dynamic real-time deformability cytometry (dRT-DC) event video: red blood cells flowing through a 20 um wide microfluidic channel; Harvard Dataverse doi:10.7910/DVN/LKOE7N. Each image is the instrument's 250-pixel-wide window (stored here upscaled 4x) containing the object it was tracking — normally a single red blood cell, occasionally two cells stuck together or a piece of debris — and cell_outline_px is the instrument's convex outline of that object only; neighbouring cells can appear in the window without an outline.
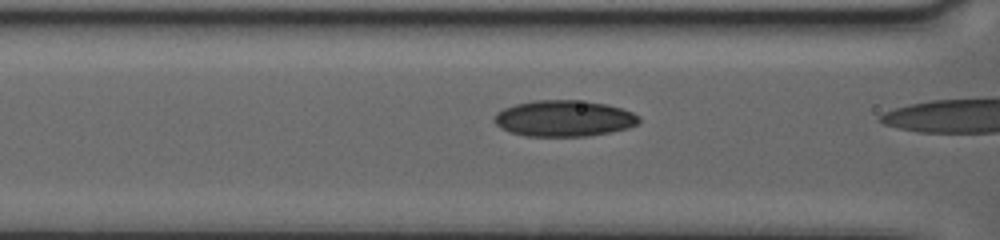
{"species": "human", "species_latin": "Homo sapiens", "temperature_condition": "warm", "stored_images_in_passage": 35, "camera_frame_rate_fps": 3000, "um_per_image_px": 0.085, "donor": {"sex": "female"}, "frame": {"image": 1, "passage_image": 29, "time_ms": 9.333, "image_size_px": [1000, 240], "cell_outline_px": [[640, 120], [636, 124], [628, 128], [612, 132], [588, 136], [524, 136], [508, 132], [500, 128], [492, 120], [492, 116], [496, 112], [504, 108], [516, 104], [536, 100], [576, 100], [608, 104], [632, 112], [640, 116]], "centroid_in_image_um": [47.9, 10.07], "position_along_channel_um": 118.7, "area_um2": 30.75}}
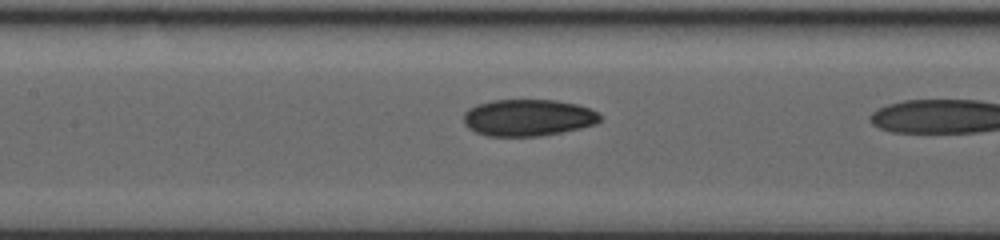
{"frame": {"image": 2, "passage_image": 33, "time_ms": 10.667, "image_size_px": [1000, 240], "cell_outline_px": [[600, 120], [596, 124], [580, 128], [540, 136], [488, 136], [476, 132], [468, 128], [464, 124], [464, 112], [468, 108], [476, 104], [492, 100], [556, 100], [576, 104], [600, 112]], "centroid_in_image_um": [44.86, 9.99], "position_along_channel_um": 162.5, "area_um2": 29.3}}